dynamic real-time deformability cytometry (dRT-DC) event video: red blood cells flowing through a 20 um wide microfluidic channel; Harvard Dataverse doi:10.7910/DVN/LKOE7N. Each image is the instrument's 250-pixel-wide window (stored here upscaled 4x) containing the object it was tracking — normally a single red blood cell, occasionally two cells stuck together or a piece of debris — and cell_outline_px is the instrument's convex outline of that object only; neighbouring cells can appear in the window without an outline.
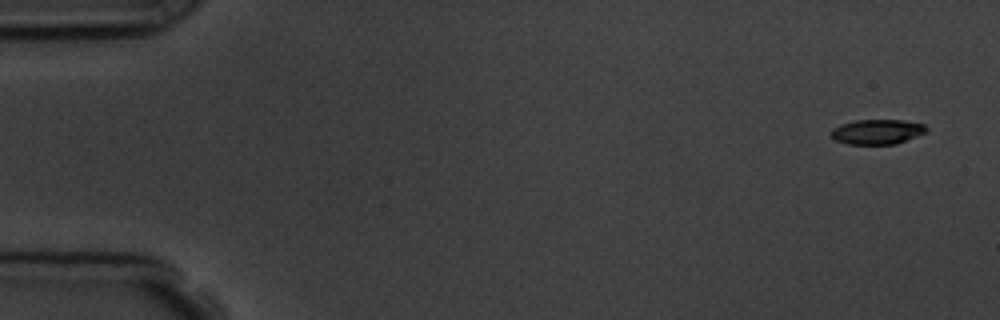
{"species": "common noctule bat (a hibernating species)", "species_latin": "Nyctalus noctula", "temperature_condition": "room temperature", "stored_images_in_passage": 5, "camera_frame_rate_fps": 3000, "um_per_image_px": 0.085, "animal": {"sex": "male", "body_mass_g": 19.5, "forearm_length_mm": 54.6}, "frame": {"image": 1, "passage_image": 1, "time_ms": 0.0, "image_size_px": [1000, 320], "cell_outline_px": [[928, 132], [896, 144], [848, 144], [836, 140], [832, 136], [832, 128], [840, 124], [856, 120], [904, 120], [924, 124], [928, 128]], "centroid_in_image_um": [74.6, 11.19], "position_along_channel_um": 10.4, "area_um2": 13.87}}
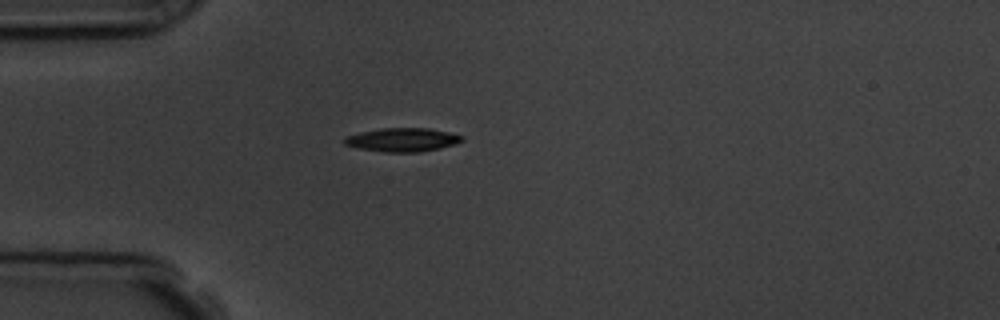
{"frame": {"image": 2, "passage_image": 5, "time_ms": 4.333, "image_size_px": [1000, 320], "cell_outline_px": [[464, 140], [456, 144], [440, 148], [420, 152], [384, 152], [356, 148], [344, 144], [344, 140], [348, 136], [360, 132], [380, 128], [428, 128], [448, 132], [464, 136]], "centroid_in_image_um": [34.23, 11.88], "position_along_channel_um": 50.8, "area_um2": 16.24}}